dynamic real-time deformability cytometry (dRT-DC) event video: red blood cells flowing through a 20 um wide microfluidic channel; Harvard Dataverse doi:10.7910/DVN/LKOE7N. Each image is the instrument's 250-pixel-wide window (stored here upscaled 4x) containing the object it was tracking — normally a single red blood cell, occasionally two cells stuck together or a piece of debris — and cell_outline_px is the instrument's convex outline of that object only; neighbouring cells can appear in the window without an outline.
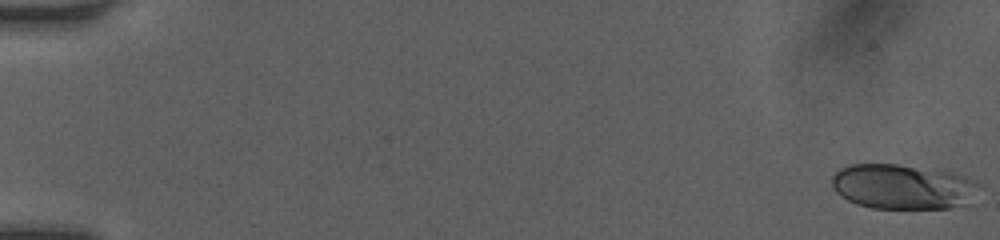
{"species": "human", "species_latin": "Homo sapiens", "temperature_condition": "room temperature", "stored_images_in_passage": 50, "camera_frame_rate_fps": 3000, "um_per_image_px": 0.085, "donor": {"sex": "female"}, "frame": {"image": 1, "passage_image": 1, "time_ms": 0.0, "image_size_px": [1000, 240], "cell_outline_px": [[980, 184], [972, 204], [948, 208], [872, 208], [856, 204], [840, 196], [832, 188], [832, 176], [840, 168], [852, 164], [896, 164], [952, 172], [976, 180]], "centroid_in_image_um": [76.77, 15.88], "position_along_channel_um": 8.2, "area_um2": 38.96}}
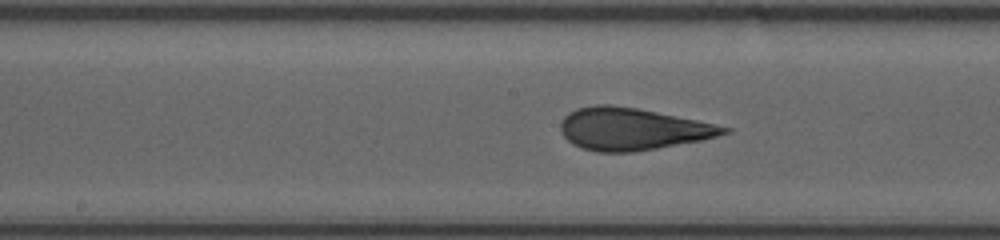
{"frame": {"image": 2, "passage_image": 27, "time_ms": 8.667, "image_size_px": [1000, 240], "cell_outline_px": [[732, 132], [700, 140], [656, 148], [632, 152], [596, 152], [580, 148], [572, 144], [560, 132], [560, 124], [564, 116], [568, 112], [576, 108], [596, 104], [608, 104], [636, 108], [696, 120], [732, 128]], "centroid_in_image_um": [53.68, 10.96], "position_along_channel_um": 194.5, "area_um2": 39.94}}
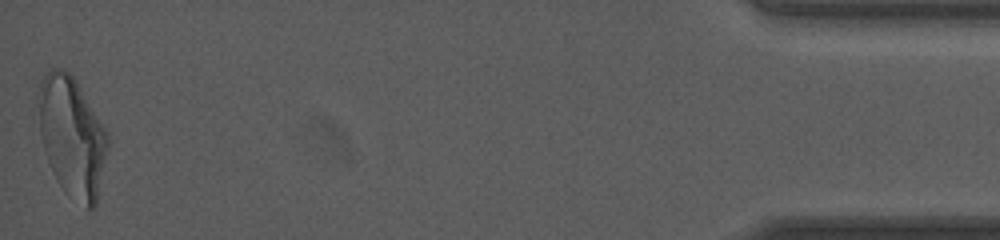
{"frame": {"image": 3, "passage_image": 50, "time_ms": 16.333, "image_size_px": [1000, 240], "cell_outline_px": [[108, 148], [96, 204], [92, 208], [88, 208], [64, 192], [56, 180], [52, 172], [44, 148], [40, 132], [36, 96], [40, 84], [44, 76], [52, 68], [64, 68], [76, 80], [108, 132]], "centroid_in_image_um": [6.11, 11.58], "position_along_channel_um": 429.1, "area_um2": 48.44}, "authors_computed_cell_mechanics": {"area_um2": 39.4485, "velocity_mm_per_s": 4.1753, "shape_relaxation_time_tau1_ms": 4.9947, "shape_relaxation_time_tau2_ms": 0.8925, "deformation_change_tau1": 0.1921, "deformation_change_tau2": 0.089}}